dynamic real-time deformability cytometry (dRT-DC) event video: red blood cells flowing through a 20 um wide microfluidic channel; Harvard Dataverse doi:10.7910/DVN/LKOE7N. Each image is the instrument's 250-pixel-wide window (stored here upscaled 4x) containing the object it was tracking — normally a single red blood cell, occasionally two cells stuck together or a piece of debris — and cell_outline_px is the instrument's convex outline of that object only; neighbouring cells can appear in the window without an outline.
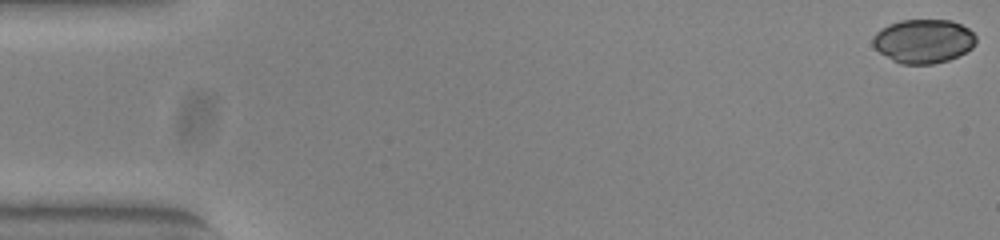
{"species": "common noctule bat (a hibernating species)", "species_latin": "Nyctalus noctula", "temperature_condition": "warm", "stored_images_in_passage": 53, "camera_frame_rate_fps": 3000, "um_per_image_px": 0.085, "animal": {"sex": "female", "body_mass_g": 23.0, "forearm_length_mm": 53.4}, "frame": {"image": 1, "passage_image": 1, "time_ms": 0.0, "image_size_px": [1000, 240], "cell_outline_px": [[976, 44], [972, 48], [948, 60], [932, 64], [900, 64], [892, 60], [880, 52], [872, 44], [872, 40], [876, 32], [888, 24], [900, 20], [952, 20], [968, 28], [976, 36]], "centroid_in_image_um": [78.49, 3.49], "position_along_channel_um": 6.5, "area_um2": 26.36}}
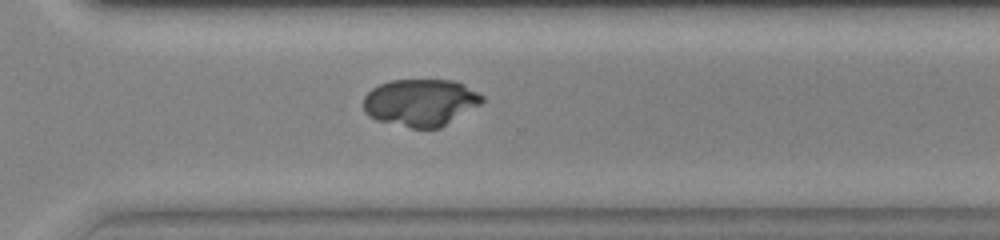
{"frame": {"image": 2, "passage_image": 38, "time_ms": 12.333, "image_size_px": [1000, 240], "cell_outline_px": [[484, 100], [480, 104], [440, 128], [412, 128], [376, 120], [368, 116], [364, 112], [364, 96], [372, 88], [380, 84], [392, 80], [456, 80], [464, 84], [484, 96]], "centroid_in_image_um": [35.73, 8.71], "position_along_channel_um": 334.9, "area_um2": 32.6}}
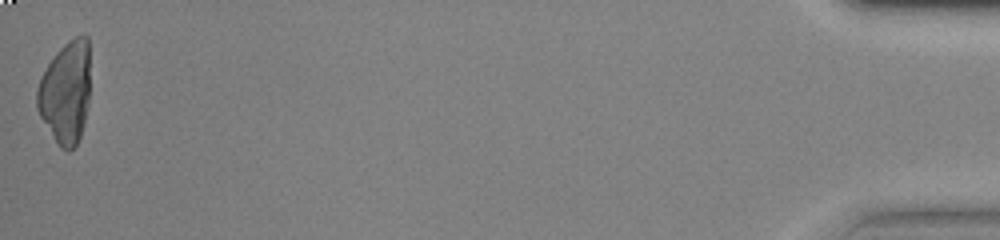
{"frame": {"image": 3, "passage_image": 53, "time_ms": 17.333, "image_size_px": [1000, 240], "cell_outline_px": [[88, 100], [84, 120], [80, 136], [76, 144], [68, 152], [60, 148], [40, 116], [36, 108], [36, 92], [40, 76], [56, 52], [68, 40], [84, 32], [88, 36]], "centroid_in_image_um": [5.55, 7.82], "position_along_channel_um": 429.6, "area_um2": 31.5}}